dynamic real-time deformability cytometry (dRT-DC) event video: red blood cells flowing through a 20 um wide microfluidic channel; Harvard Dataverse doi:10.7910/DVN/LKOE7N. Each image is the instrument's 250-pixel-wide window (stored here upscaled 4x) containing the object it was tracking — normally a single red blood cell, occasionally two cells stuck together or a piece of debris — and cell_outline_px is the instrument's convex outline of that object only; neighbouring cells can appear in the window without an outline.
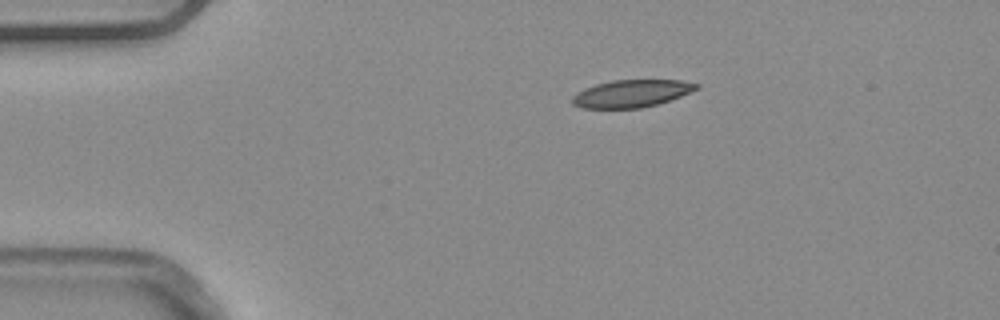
{"species": "common noctule bat (a hibernating species)", "species_latin": "Nyctalus noctula", "temperature_condition": "warm", "stored_images_in_passage": 43, "camera_frame_rate_fps": 3000, "um_per_image_px": 0.085, "animal": {"sex": "male", "body_mass_g": 20.4}, "frame": {"image": 1, "passage_image": 1, "time_ms": 0.0, "image_size_px": [1000, 320], "cell_outline_px": [[700, 88], [680, 96], [656, 104], [640, 108], [580, 108], [572, 104], [572, 96], [584, 88], [596, 84], [612, 80], [680, 80], [700, 84]], "centroid_in_image_um": [53.66, 7.94], "position_along_channel_um": 31.3, "area_um2": 19.77}}
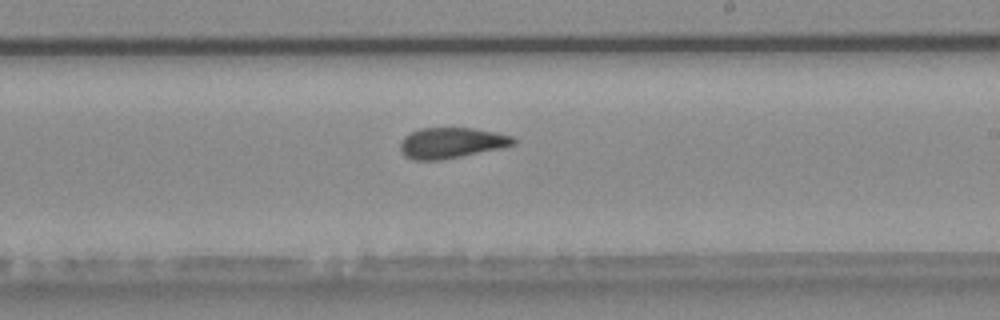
{"frame": {"image": 2, "passage_image": 22, "time_ms": 7.0, "image_size_px": [1000, 320], "cell_outline_px": [[516, 144], [500, 148], [440, 160], [412, 160], [400, 148], [400, 144], [404, 136], [420, 128], [472, 128], [512, 136], [516, 140]], "centroid_in_image_um": [38.36, 12.14], "position_along_channel_um": 250.6, "area_um2": 19.83}}
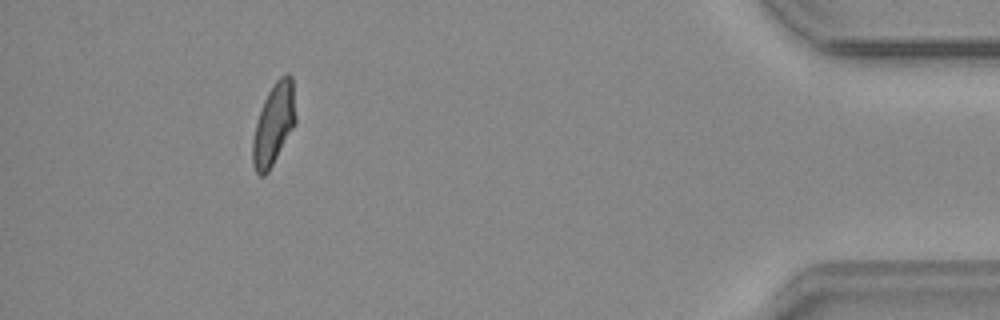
{"frame": {"image": 3, "passage_image": 39, "time_ms": 12.667, "image_size_px": [1000, 320], "cell_outline_px": [[296, 124], [268, 172], [264, 176], [260, 176], [256, 172], [252, 164], [252, 140], [256, 124], [264, 100], [268, 92], [276, 80], [284, 72], [288, 72], [292, 76], [296, 116]], "centroid_in_image_um": [23.28, 10.55], "position_along_channel_um": 411.9, "area_um2": 20.52}, "authors_computed_cell_mechanics": {"area_um2": 20.4034, "velocity_mm_per_s": 3.88, "shape_relaxation_time_tau1_ms": 5.8961, "shape_relaxation_time_tau2_ms": 2.0111, "deformation_change_tau1": 0.1556, "deformation_change_tau2": 0.0828}}